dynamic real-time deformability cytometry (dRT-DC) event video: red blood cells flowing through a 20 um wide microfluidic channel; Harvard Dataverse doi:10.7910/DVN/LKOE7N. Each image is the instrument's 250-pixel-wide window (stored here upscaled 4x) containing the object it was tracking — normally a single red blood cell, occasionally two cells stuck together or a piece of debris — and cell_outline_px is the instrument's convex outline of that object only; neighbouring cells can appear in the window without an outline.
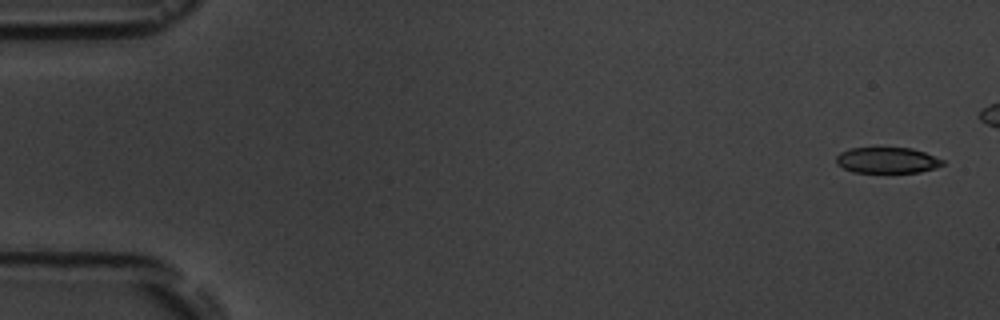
{"species": "common noctule bat (a hibernating species)", "species_latin": "Nyctalus noctula", "temperature_condition": "room temperature", "stored_images_in_passage": 12, "camera_frame_rate_fps": 3000, "um_per_image_px": 0.085, "animal": {"sex": "male", "body_mass_g": 19.5, "forearm_length_mm": 54.6}, "frame": {"image": 1, "passage_image": 1, "time_ms": 0.0, "image_size_px": [1000, 320], "cell_outline_px": [[944, 164], [936, 168], [920, 172], [852, 172], [836, 164], [836, 156], [840, 152], [848, 148], [912, 148], [924, 152], [944, 160]], "centroid_in_image_um": [75.4, 13.62], "position_along_channel_um": 9.6, "area_um2": 16.07}}
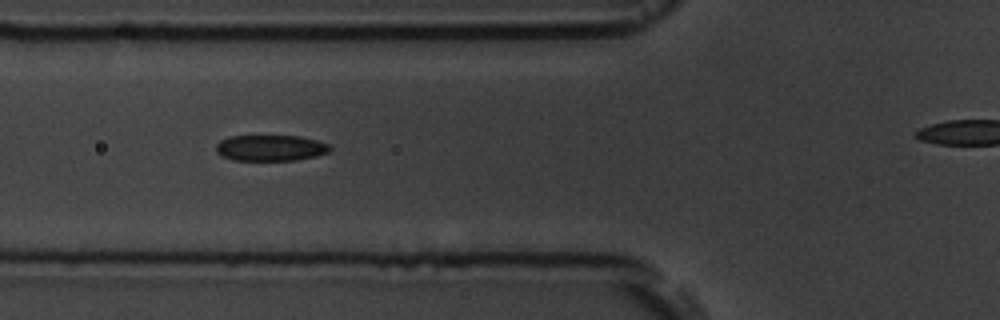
{"frame": {"image": 2, "passage_image": 6, "time_ms": 6.333, "image_size_px": [1000, 320], "cell_outline_px": [[332, 148], [328, 152], [316, 156], [296, 160], [232, 160], [220, 156], [216, 152], [216, 144], [220, 140], [228, 136], [300, 136], [316, 140], [328, 144]], "centroid_in_image_um": [22.96, 12.57], "position_along_channel_um": 102.8, "area_um2": 17.34}}
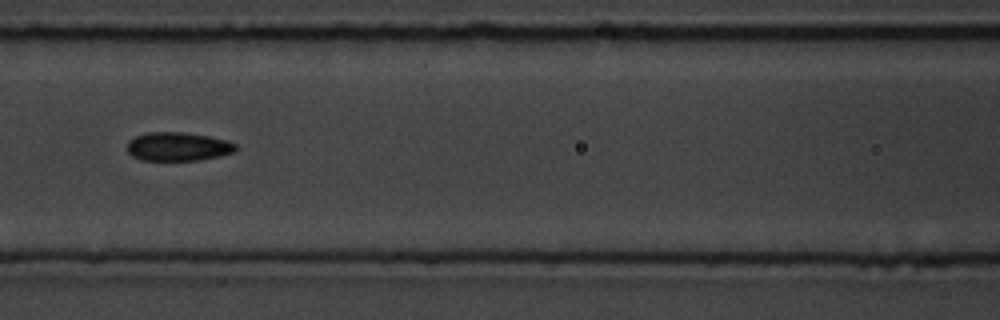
{"frame": {"image": 3, "passage_image": 7, "time_ms": 7.667, "image_size_px": [1000, 320], "cell_outline_px": [[236, 148], [232, 152], [220, 156], [200, 160], [140, 160], [132, 156], [128, 152], [128, 140], [136, 136], [148, 132], [184, 132], [208, 136], [224, 140], [236, 144]], "centroid_in_image_um": [15.09, 12.46], "position_along_channel_um": 151.5, "area_um2": 18.03}}